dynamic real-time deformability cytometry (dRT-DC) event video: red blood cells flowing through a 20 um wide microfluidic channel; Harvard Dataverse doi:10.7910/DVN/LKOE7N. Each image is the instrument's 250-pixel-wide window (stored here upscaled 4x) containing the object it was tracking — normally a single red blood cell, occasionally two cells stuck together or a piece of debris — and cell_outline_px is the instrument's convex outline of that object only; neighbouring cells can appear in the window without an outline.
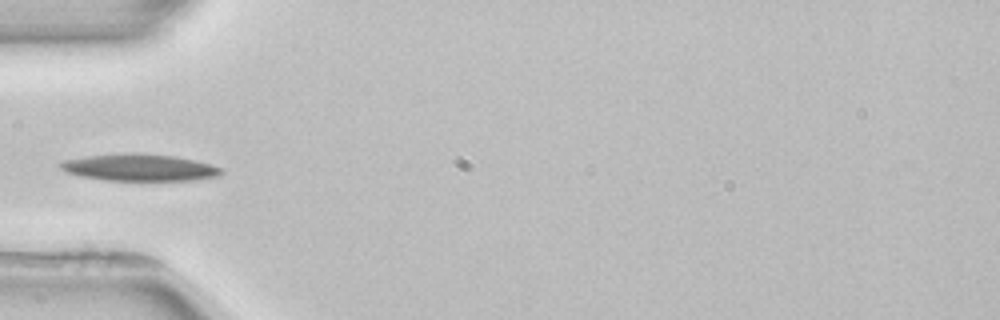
{"species": "common noctule bat (a hibernating species)", "species_latin": "Nyctalus noctula", "temperature_condition": "room temperature", "stored_images_in_passage": 5, "camera_frame_rate_fps": 3000, "um_per_image_px": 0.085, "animal": {"sex": "female", "body_mass_g": 22.7, "forearm_length_mm": 54.2}, "frame": {"image": 1, "passage_image": 5, "time_ms": 4.667, "image_size_px": [1000, 320], "cell_outline_px": [[224, 172], [220, 176], [192, 180], [104, 180], [80, 176], [68, 172], [60, 168], [56, 164], [64, 160], [88, 156], [124, 152], [140, 152], [176, 156], [208, 164], [220, 168]], "centroid_in_image_um": [11.82, 14.22], "position_along_channel_um": 73.2, "area_um2": 25.32}}